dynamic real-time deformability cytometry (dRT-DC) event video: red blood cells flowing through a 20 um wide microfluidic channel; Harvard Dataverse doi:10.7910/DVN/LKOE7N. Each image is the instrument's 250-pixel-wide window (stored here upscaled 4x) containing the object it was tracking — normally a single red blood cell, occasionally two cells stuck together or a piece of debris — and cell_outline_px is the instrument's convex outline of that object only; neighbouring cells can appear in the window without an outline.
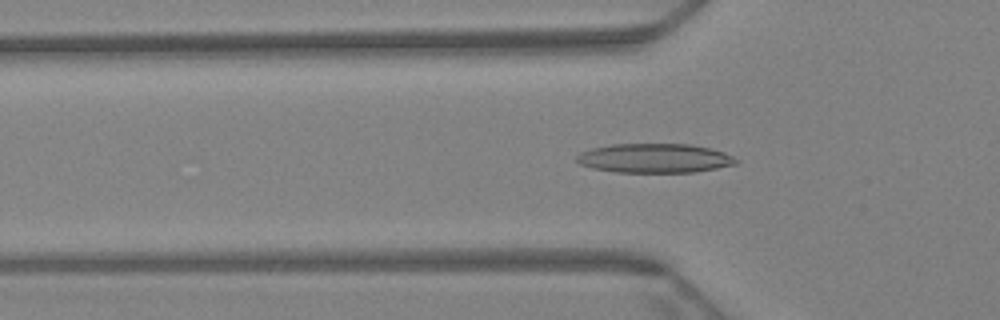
{"species": "Egyptian fruit bat (a non-hibernating species)", "species_latin": "Rousettus aegyptiacus", "temperature_condition": "warm", "stored_images_in_passage": 64, "camera_frame_rate_fps": 3000, "um_per_image_px": 0.085, "animal": {"sex": "female"}, "frame": {"image": 1, "passage_image": 21, "time_ms": 6.667, "image_size_px": [1000, 320], "cell_outline_px": [[740, 160], [736, 164], [696, 172], [616, 172], [592, 168], [580, 164], [576, 160], [576, 156], [580, 152], [592, 148], [612, 144], [688, 144], [712, 148], [724, 152]], "centroid_in_image_um": [55.65, 13.44], "position_along_channel_um": 70.2, "area_um2": 27.22}}
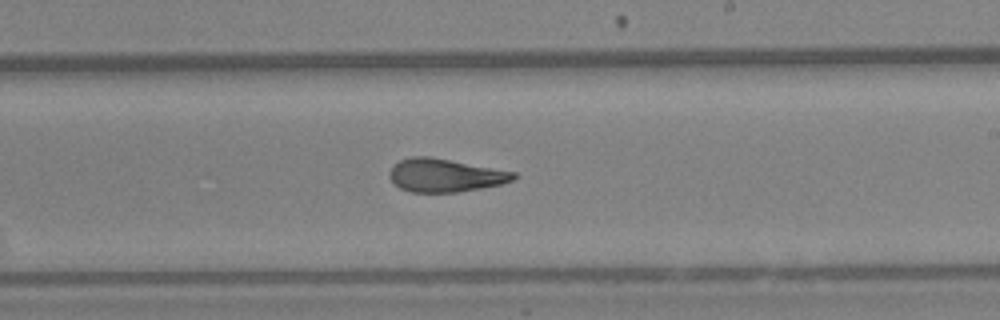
{"frame": {"image": 2, "passage_image": 38, "time_ms": 12.333, "image_size_px": [1000, 320], "cell_outline_px": [[516, 176], [512, 180], [500, 184], [480, 188], [456, 192], [412, 192], [400, 188], [388, 176], [388, 172], [400, 160], [412, 156], [428, 156], [516, 172]], "centroid_in_image_um": [37.81, 14.9], "position_along_channel_um": 251.2, "area_um2": 23.64}}
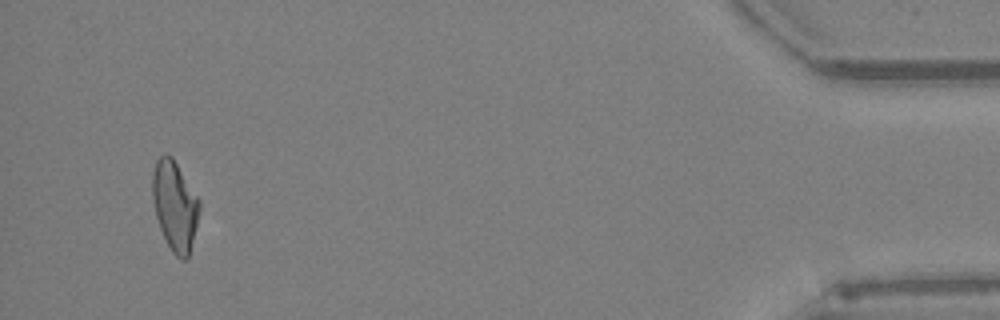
{"frame": {"image": 3, "passage_image": 61, "time_ms": 20.0, "image_size_px": [1000, 320], "cell_outline_px": [[200, 212], [188, 256], [184, 260], [176, 256], [172, 252], [160, 228], [156, 216], [152, 200], [152, 172], [156, 160], [160, 156], [172, 156], [200, 200]], "centroid_in_image_um": [14.85, 17.47], "position_along_channel_um": 420.3, "area_um2": 24.33}, "authors_computed_cell_mechanics": {"area_um2": 24.854, "velocity_mm_per_s": 3.2073, "shape_relaxation_time_tau1_ms": 9.4489, "shape_relaxation_time_tau2_ms": 2.5631, "deformation_change_tau1": 0.224, "deformation_change_tau2": 0.1112}}